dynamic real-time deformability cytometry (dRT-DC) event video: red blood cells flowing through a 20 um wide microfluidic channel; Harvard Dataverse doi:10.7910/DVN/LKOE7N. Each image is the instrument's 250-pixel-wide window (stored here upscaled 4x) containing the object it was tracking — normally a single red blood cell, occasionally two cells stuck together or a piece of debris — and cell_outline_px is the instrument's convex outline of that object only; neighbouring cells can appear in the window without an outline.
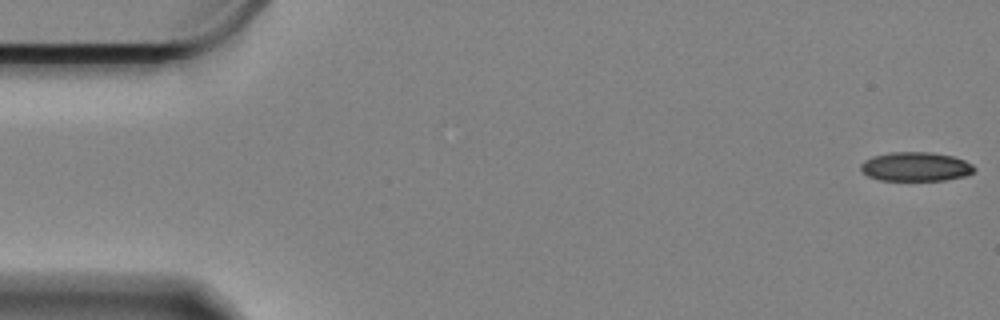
{"species": "Egyptian fruit bat (a non-hibernating species)", "species_latin": "Rousettus aegyptiacus", "temperature_condition": "cold", "stored_images_in_passage": 10, "camera_frame_rate_fps": 3000, "um_per_image_px": 0.085, "animal": {"sex": "female"}, "frame": {"image": 1, "passage_image": 1, "time_ms": 0.0, "image_size_px": [1000, 320], "cell_outline_px": [[976, 168], [972, 172], [964, 176], [944, 180], [880, 180], [868, 176], [860, 168], [860, 164], [864, 160], [872, 156], [888, 152], [932, 152], [952, 156], [964, 160], [972, 164]], "centroid_in_image_um": [77.81, 14.15], "position_along_channel_um": 7.2, "area_um2": 19.25}}